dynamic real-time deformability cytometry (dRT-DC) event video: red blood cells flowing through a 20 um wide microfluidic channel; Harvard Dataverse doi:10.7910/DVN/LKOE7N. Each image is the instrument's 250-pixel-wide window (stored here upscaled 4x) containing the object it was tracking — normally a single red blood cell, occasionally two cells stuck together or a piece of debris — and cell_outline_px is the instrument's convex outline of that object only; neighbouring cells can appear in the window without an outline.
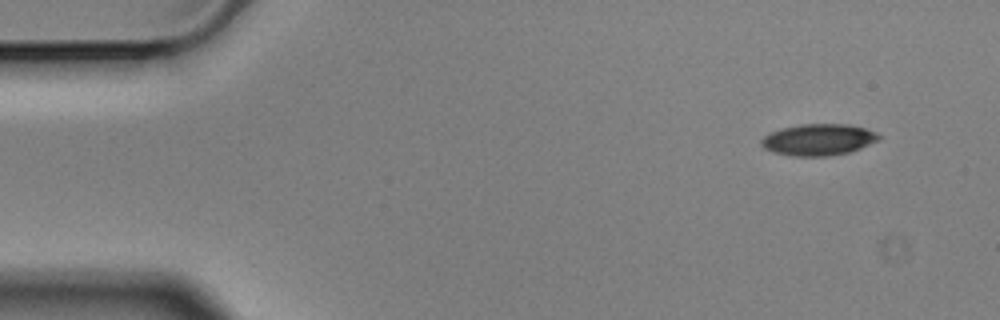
{"species": "Egyptian fruit bat (a non-hibernating species)", "species_latin": "Rousettus aegyptiacus", "temperature_condition": "cold", "stored_images_in_passage": 4, "camera_frame_rate_fps": 3000, "um_per_image_px": 0.085, "animal": {"sex": "male"}, "frame": {"image": 1, "passage_image": 1, "time_ms": 0.0, "image_size_px": [1000, 320], "cell_outline_px": [[880, 136], [876, 140], [860, 148], [848, 152], [828, 156], [796, 156], [772, 152], [764, 148], [760, 144], [760, 140], [764, 136], [772, 132], [784, 128], [800, 124], [848, 124], [864, 128], [876, 132]], "centroid_in_image_um": [69.53, 11.87], "position_along_channel_um": 15.5, "area_um2": 21.27}}
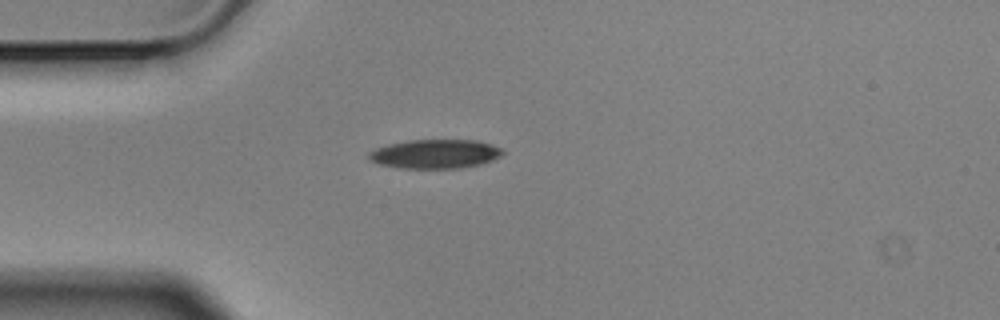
{"frame": {"image": 2, "passage_image": 4, "time_ms": 1.0, "image_size_px": [1000, 320], "cell_outline_px": [[504, 152], [500, 156], [492, 160], [480, 164], [460, 168], [396, 168], [380, 164], [372, 160], [368, 156], [368, 152], [376, 148], [388, 144], [408, 140], [476, 140], [492, 144], [500, 148]], "centroid_in_image_um": [36.98, 13.08], "position_along_channel_um": 48.0, "area_um2": 22.6}}